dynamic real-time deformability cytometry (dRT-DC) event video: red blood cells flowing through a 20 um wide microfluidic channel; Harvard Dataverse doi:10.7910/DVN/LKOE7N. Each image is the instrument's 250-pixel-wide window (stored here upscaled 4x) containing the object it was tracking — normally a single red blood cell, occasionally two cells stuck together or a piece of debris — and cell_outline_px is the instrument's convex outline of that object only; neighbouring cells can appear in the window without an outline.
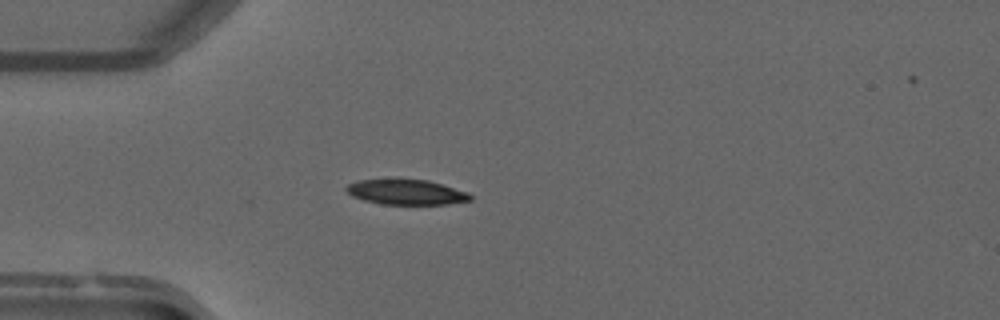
{"species": "common noctule bat (a hibernating species)", "species_latin": "Nyctalus noctula", "temperature_condition": "warm", "stored_images_in_passage": 52, "camera_frame_rate_fps": 3000, "um_per_image_px": 0.085, "animal": {"sex": "male", "forearm_length_mm": 52.5}, "frame": {"image": 1, "passage_image": 15, "time_ms": 4.667, "image_size_px": [1000, 320], "cell_outline_px": [[472, 200], [448, 204], [380, 204], [364, 200], [352, 196], [344, 188], [348, 184], [356, 180], [396, 176], [400, 176], [428, 180], [468, 192], [472, 196]], "centroid_in_image_um": [34.47, 16.27], "position_along_channel_um": 50.5, "area_um2": 19.07}}
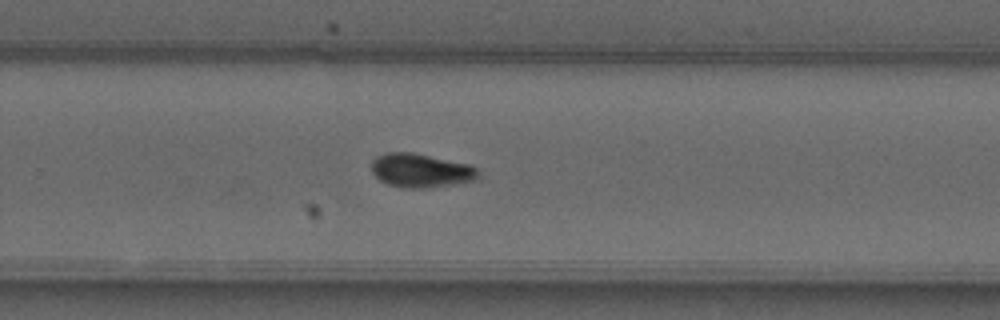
{"frame": {"image": 2, "passage_image": 34, "time_ms": 11.0, "image_size_px": [1000, 320], "cell_outline_px": [[480, 176], [476, 180], [428, 188], [400, 188], [388, 184], [380, 180], [372, 172], [372, 160], [376, 156], [388, 152], [412, 152], [468, 164], [476, 168]], "centroid_in_image_um": [35.75, 14.5], "position_along_channel_um": 294.0, "area_um2": 21.04}}
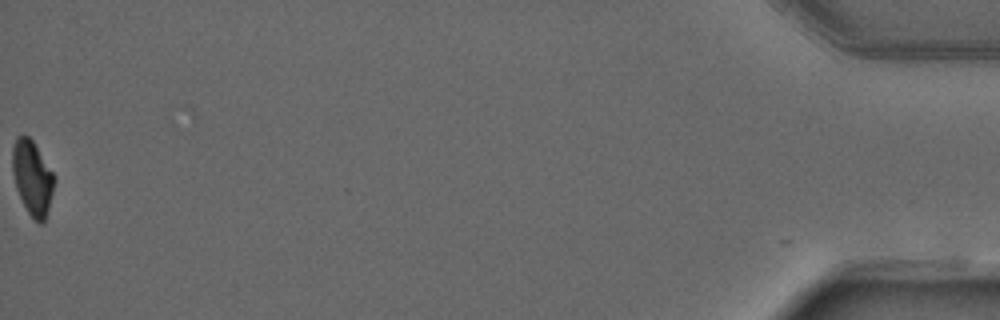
{"frame": {"image": 3, "passage_image": 52, "time_ms": 17.0, "image_size_px": [1000, 320], "cell_outline_px": [[56, 180], [48, 212], [44, 220], [40, 224], [28, 212], [16, 188], [12, 172], [12, 148], [16, 136], [24, 132], [32, 140], [56, 176]], "centroid_in_image_um": [2.76, 15.06], "position_along_channel_um": 432.4, "area_um2": 18.32}, "authors_computed_cell_mechanics": {"area_um2": 19.074, "velocity_mm_per_s": 4.0302, "shape_relaxation_time_tau1_ms": 4.8523, "shape_relaxation_time_tau2_ms": 5.0406, "deformation_change_tau1": 0.1755, "deformation_change_tau2": 0.0875}}